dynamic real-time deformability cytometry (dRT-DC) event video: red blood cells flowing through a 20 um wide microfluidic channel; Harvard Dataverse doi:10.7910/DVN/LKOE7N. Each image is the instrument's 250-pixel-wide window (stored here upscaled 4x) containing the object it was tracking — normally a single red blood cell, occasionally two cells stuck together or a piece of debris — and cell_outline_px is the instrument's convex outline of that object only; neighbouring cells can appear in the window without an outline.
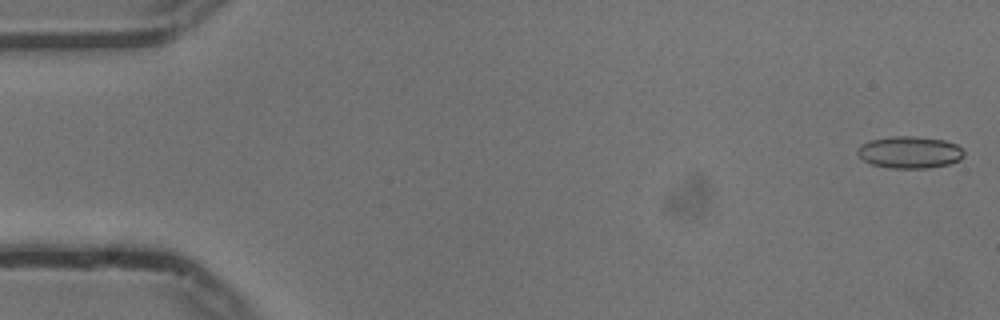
{"species": "common noctule bat (a hibernating species)", "species_latin": "Nyctalus noctula", "temperature_condition": "cold", "stored_images_in_passage": 54, "camera_frame_rate_fps": 3000, "um_per_image_px": 0.085, "animal": {"sex": "male", "body_mass_g": 13.3}, "frame": {"image": 1, "passage_image": 1, "time_ms": 0.0, "image_size_px": [1000, 320], "cell_outline_px": [[964, 156], [960, 160], [948, 164], [928, 168], [888, 168], [872, 164], [864, 160], [856, 152], [856, 148], [860, 144], [868, 140], [892, 136], [912, 136], [944, 140], [956, 144], [964, 152]], "centroid_in_image_um": [77.29, 12.94], "position_along_channel_um": 7.7, "area_um2": 19.94}}
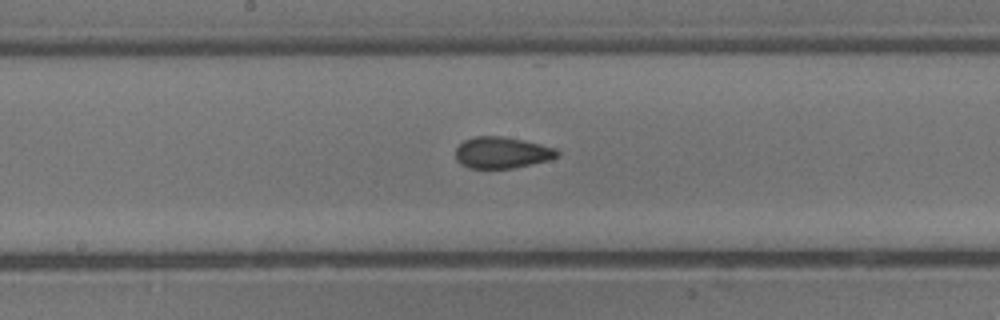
{"frame": {"image": 2, "passage_image": 28, "time_ms": 9.0, "image_size_px": [1000, 320], "cell_outline_px": [[560, 152], [556, 156], [548, 160], [512, 168], [468, 168], [460, 164], [456, 160], [456, 148], [464, 140], [476, 136], [500, 136], [540, 144], [556, 148]], "centroid_in_image_um": [42.62, 12.97], "position_along_channel_um": 205.6, "area_um2": 18.38}}
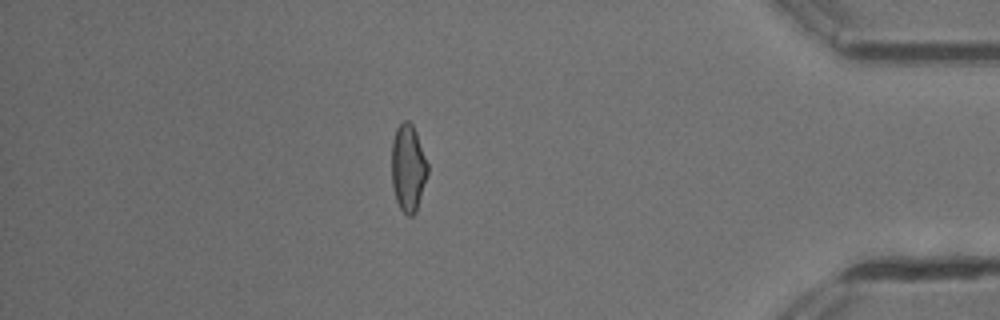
{"frame": {"image": 3, "passage_image": 47, "time_ms": 15.333, "image_size_px": [1000, 320], "cell_outline_px": [[428, 172], [416, 212], [412, 216], [408, 216], [400, 208], [396, 200], [392, 184], [392, 140], [396, 128], [404, 120], [408, 120], [412, 124], [416, 132], [428, 164]], "centroid_in_image_um": [34.69, 14.27], "position_along_channel_um": 400.5, "area_um2": 18.21}, "authors_computed_cell_mechanics": {"area_um2": 18.9006, "velocity_mm_per_s": 3.7479, "shape_relaxation_time_tau1_ms": 6.4218, "shape_relaxation_time_tau2_ms": 2.5538, "deformation_change_tau1": 0.1171, "deformation_change_tau2": 0.0787}}